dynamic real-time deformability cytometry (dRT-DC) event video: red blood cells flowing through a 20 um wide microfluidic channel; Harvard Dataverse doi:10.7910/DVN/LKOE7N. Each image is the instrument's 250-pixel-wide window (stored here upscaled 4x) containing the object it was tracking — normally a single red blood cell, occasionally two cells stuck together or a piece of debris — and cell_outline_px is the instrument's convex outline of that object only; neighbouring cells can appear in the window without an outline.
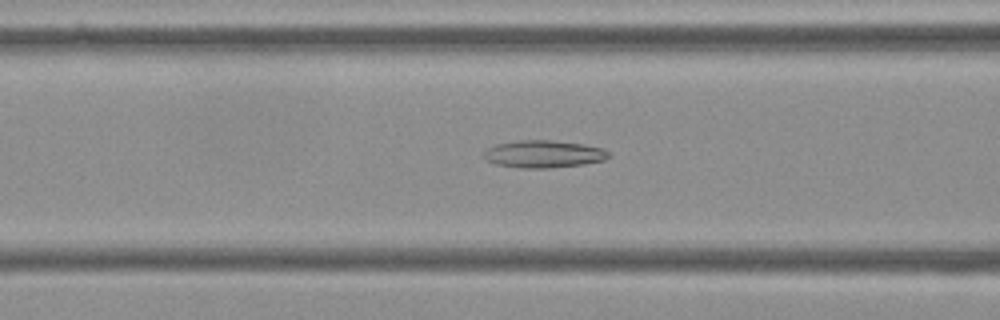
{"species": "Egyptian fruit bat (a non-hibernating species)", "species_latin": "Rousettus aegyptiacus", "temperature_condition": "cold", "stored_images_in_passage": 56, "camera_frame_rate_fps": 3000, "um_per_image_px": 0.085, "frame": {"image": 1, "passage_image": 22, "time_ms": 7.0, "image_size_px": [1000, 320], "cell_outline_px": [[612, 156], [604, 160], [584, 164], [548, 168], [520, 168], [496, 164], [484, 160], [484, 152], [488, 148], [496, 144], [516, 140], [552, 140], [584, 144], [604, 148]], "centroid_in_image_um": [46.22, 13.09], "position_along_channel_um": 120.4, "area_um2": 20.11}}
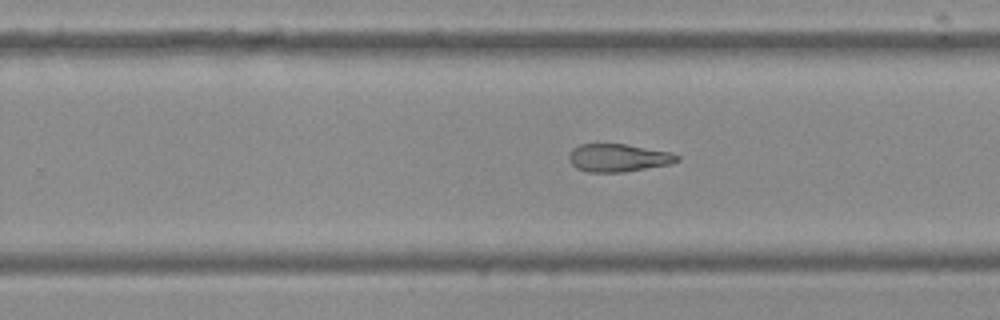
{"frame": {"image": 2, "passage_image": 35, "time_ms": 11.333, "image_size_px": [1000, 320], "cell_outline_px": [[680, 160], [668, 164], [624, 172], [588, 172], [576, 168], [568, 160], [568, 152], [572, 148], [580, 144], [624, 144], [672, 152], [680, 156]], "centroid_in_image_um": [52.52, 13.41], "position_along_channel_um": 277.3, "area_um2": 17.63}}
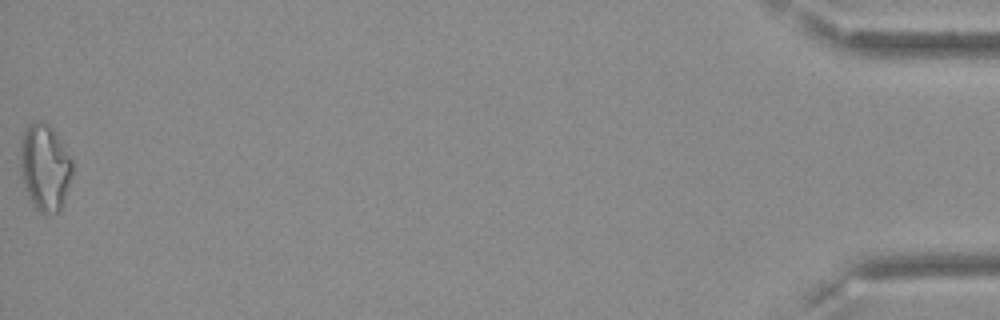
{"frame": {"image": 3, "passage_image": 56, "time_ms": 18.333, "image_size_px": [1000, 320], "cell_outline_px": [[72, 176], [60, 208], [56, 212], [44, 216], [28, 200], [24, 188], [20, 172], [20, 140], [28, 124], [36, 120], [40, 120], [48, 124], [56, 132], [72, 160]], "centroid_in_image_um": [3.78, 14.22], "position_along_channel_um": 431.4, "area_um2": 26.65}}